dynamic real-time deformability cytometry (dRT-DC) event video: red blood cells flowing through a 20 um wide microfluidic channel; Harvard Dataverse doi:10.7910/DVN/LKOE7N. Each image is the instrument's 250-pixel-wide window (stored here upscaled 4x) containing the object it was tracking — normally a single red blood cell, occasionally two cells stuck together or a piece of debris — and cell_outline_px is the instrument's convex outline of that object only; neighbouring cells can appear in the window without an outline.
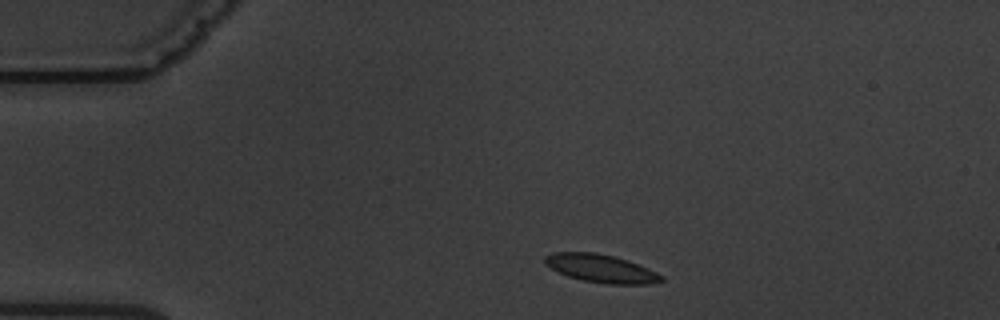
{"species": "common noctule bat (a hibernating species)", "species_latin": "Nyctalus noctula", "temperature_condition": "warm", "stored_images_in_passage": 6, "camera_frame_rate_fps": 3000, "um_per_image_px": 0.085, "animal": {"sex": "male", "body_mass_g": 19.5, "forearm_length_mm": 54.6}, "frame": {"image": 1, "passage_image": 1, "time_ms": 0.0, "image_size_px": [1000, 320], "cell_outline_px": [[664, 280], [648, 284], [604, 284], [584, 280], [568, 276], [544, 264], [544, 256], [552, 252], [596, 252], [628, 260], [648, 268], [664, 276]], "centroid_in_image_um": [51.09, 22.81], "position_along_channel_um": 33.9, "area_um2": 19.02}}
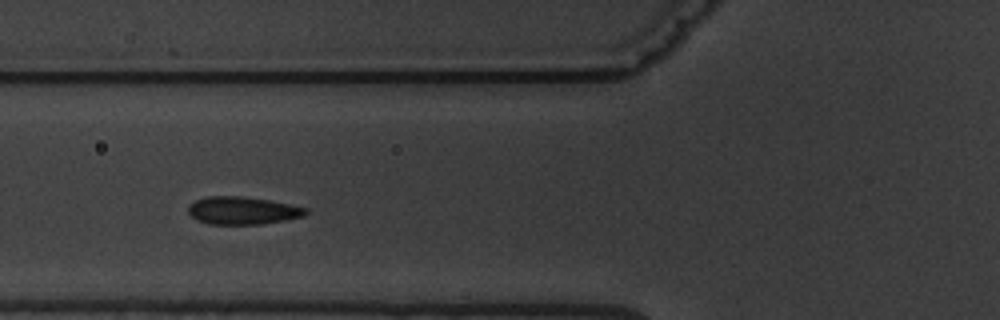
{"frame": {"image": 2, "passage_image": 4, "time_ms": 3.333, "image_size_px": [1000, 320], "cell_outline_px": [[308, 212], [304, 216], [284, 220], [260, 224], [208, 224], [196, 220], [188, 212], [188, 204], [196, 200], [208, 196], [240, 196], [268, 200], [308, 208]], "centroid_in_image_um": [20.59, 17.9], "position_along_channel_um": 105.2, "area_um2": 18.9}}
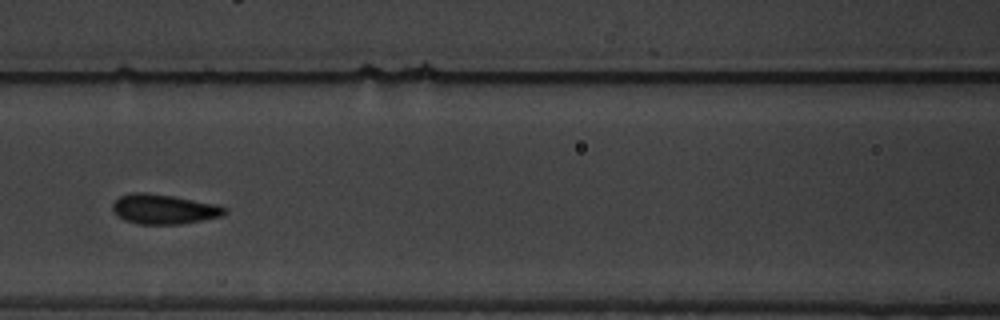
{"frame": {"image": 3, "passage_image": 5, "time_ms": 4.667, "image_size_px": [1000, 320], "cell_outline_px": [[228, 212], [220, 216], [180, 224], [136, 224], [124, 220], [112, 208], [112, 204], [120, 196], [132, 192], [144, 192], [172, 196], [216, 204], [224, 208]], "centroid_in_image_um": [13.9, 17.77], "position_along_channel_um": 152.7, "area_um2": 19.13}}